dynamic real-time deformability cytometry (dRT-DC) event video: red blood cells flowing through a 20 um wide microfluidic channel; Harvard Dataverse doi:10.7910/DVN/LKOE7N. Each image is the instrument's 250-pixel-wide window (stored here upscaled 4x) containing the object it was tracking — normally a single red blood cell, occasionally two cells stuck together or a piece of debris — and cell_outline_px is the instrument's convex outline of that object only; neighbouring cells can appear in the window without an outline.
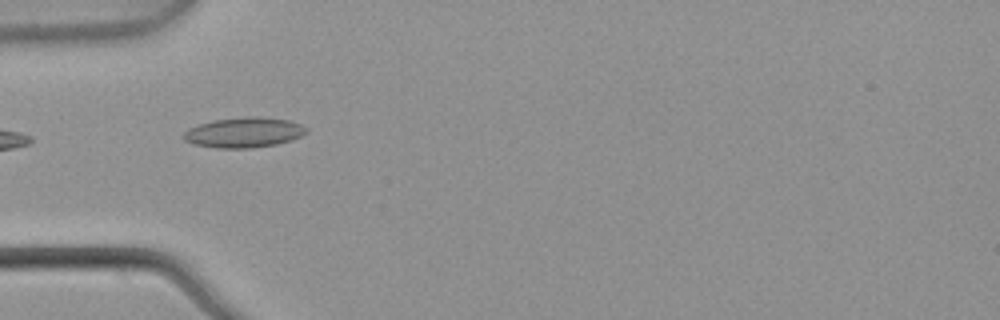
{"species": "common noctule bat (a hibernating species)", "species_latin": "Nyctalus noctula", "temperature_condition": "warm", "stored_images_in_passage": 7, "camera_frame_rate_fps": 3000, "um_per_image_px": 0.085, "animal": {"sex": "male", "body_mass_g": 21.5, "forearm_length_mm": 52.0}, "frame": {"image": 1, "passage_image": 4, "time_ms": 1.0, "image_size_px": [1000, 320], "cell_outline_px": [[308, 132], [300, 136], [276, 144], [252, 148], [216, 148], [192, 144], [184, 140], [184, 132], [188, 128], [212, 120], [244, 116], [252, 116], [288, 120], [300, 124], [308, 128]], "centroid_in_image_um": [20.7, 11.26], "position_along_channel_um": 64.3, "area_um2": 21.56}}
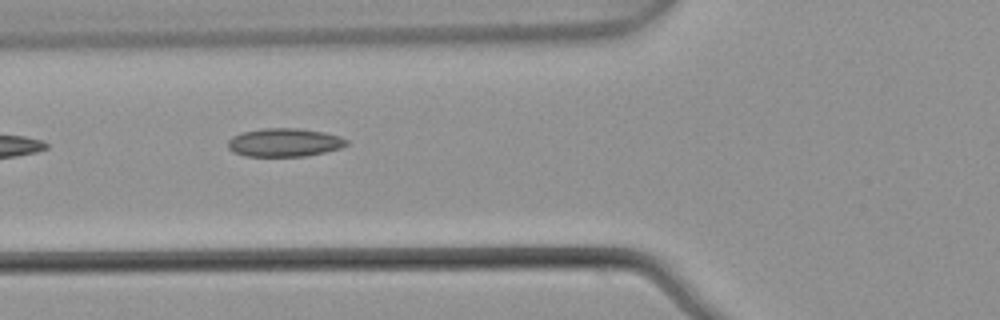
{"frame": {"image": 2, "passage_image": 5, "time_ms": 1.333, "image_size_px": [1000, 320], "cell_outline_px": [[348, 144], [340, 148], [324, 152], [304, 156], [244, 156], [232, 152], [228, 148], [228, 140], [232, 136], [244, 132], [260, 128], [300, 128], [324, 132], [340, 136], [348, 140]], "centroid_in_image_um": [24.16, 12.1], "position_along_channel_um": 101.6, "area_um2": 19.71}}
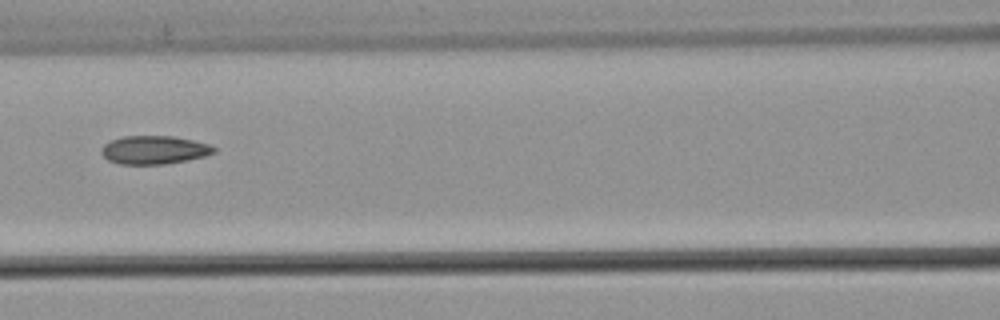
{"frame": {"image": 3, "passage_image": 6, "time_ms": 1.667, "image_size_px": [1000, 320], "cell_outline_px": [[216, 152], [204, 156], [164, 164], [120, 164], [108, 160], [100, 152], [100, 148], [104, 144], [112, 140], [124, 136], [172, 136], [192, 140], [208, 144], [216, 148]], "centroid_in_image_um": [13.07, 12.74], "position_along_channel_um": 153.5, "area_um2": 18.44}}